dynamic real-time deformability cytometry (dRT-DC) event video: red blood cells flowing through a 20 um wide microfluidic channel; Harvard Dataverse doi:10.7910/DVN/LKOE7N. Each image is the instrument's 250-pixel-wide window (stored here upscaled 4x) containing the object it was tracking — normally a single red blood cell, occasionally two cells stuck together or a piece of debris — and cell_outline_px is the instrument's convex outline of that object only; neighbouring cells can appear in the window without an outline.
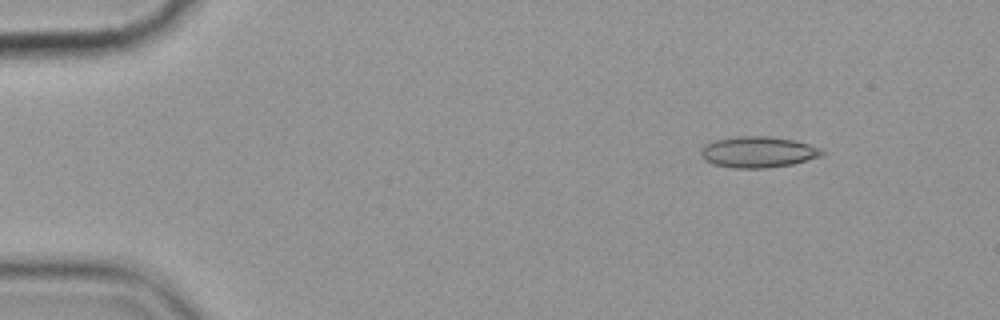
{"species": "common noctule bat (a hibernating species)", "species_latin": "Nyctalus noctula", "temperature_condition": "cold", "stored_images_in_passage": 5, "camera_frame_rate_fps": 3000, "um_per_image_px": 0.085, "animal": {"sex": "female", "body_mass_g": 19.9}, "frame": {"image": 1, "passage_image": 2, "time_ms": 1.333, "image_size_px": [1000, 320], "cell_outline_px": [[824, 156], [792, 164], [768, 168], [732, 168], [712, 164], [704, 160], [700, 156], [700, 148], [704, 144], [716, 140], [740, 136], [768, 136], [796, 140], [820, 148], [824, 152]], "centroid_in_image_um": [64.42, 12.93], "position_along_channel_um": 20.6, "area_um2": 22.2}}
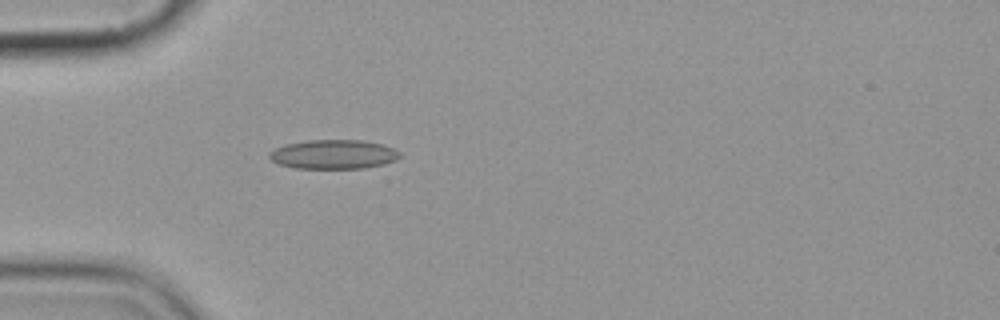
{"frame": {"image": 2, "passage_image": 5, "time_ms": 4.667, "image_size_px": [1000, 320], "cell_outline_px": [[404, 156], [396, 160], [384, 164], [364, 168], [296, 168], [280, 164], [272, 160], [268, 156], [276, 148], [284, 144], [308, 140], [364, 140], [380, 144], [392, 148], [400, 152]], "centroid_in_image_um": [28.39, 13.11], "position_along_channel_um": 56.6, "area_um2": 22.14}}